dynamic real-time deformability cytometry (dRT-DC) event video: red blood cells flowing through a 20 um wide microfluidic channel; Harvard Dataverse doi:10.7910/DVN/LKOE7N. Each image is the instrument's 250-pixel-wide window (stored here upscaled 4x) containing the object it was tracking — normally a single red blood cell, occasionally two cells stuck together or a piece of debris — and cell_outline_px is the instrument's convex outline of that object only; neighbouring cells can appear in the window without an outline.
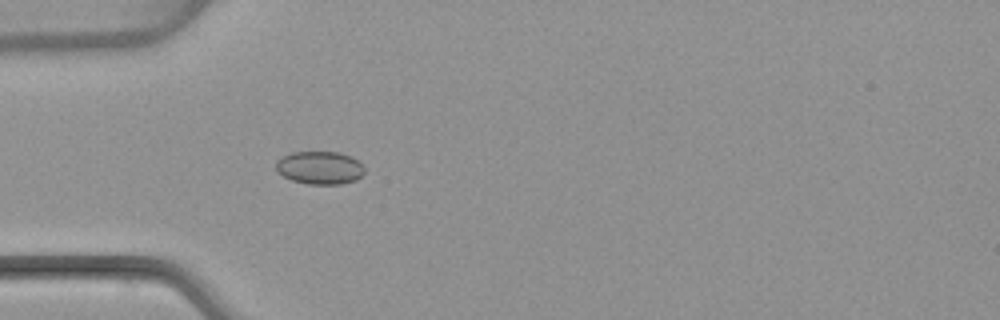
{"species": "common noctule bat (a hibernating species)", "species_latin": "Nyctalus noctula", "temperature_condition": "warm", "stored_images_in_passage": 4, "camera_frame_rate_fps": 3000, "um_per_image_px": 0.085, "animal": {"sex": "female", "body_mass_g": 22.7, "forearm_length_mm": 54.2}, "frame": {"image": 1, "passage_image": 4, "time_ms": 4.333, "image_size_px": [1000, 320], "cell_outline_px": [[364, 172], [356, 180], [340, 184], [308, 184], [292, 180], [276, 172], [276, 160], [292, 152], [340, 152], [352, 156], [364, 168]], "centroid_in_image_um": [27.16, 14.25], "position_along_channel_um": 57.8, "area_um2": 16.99}}